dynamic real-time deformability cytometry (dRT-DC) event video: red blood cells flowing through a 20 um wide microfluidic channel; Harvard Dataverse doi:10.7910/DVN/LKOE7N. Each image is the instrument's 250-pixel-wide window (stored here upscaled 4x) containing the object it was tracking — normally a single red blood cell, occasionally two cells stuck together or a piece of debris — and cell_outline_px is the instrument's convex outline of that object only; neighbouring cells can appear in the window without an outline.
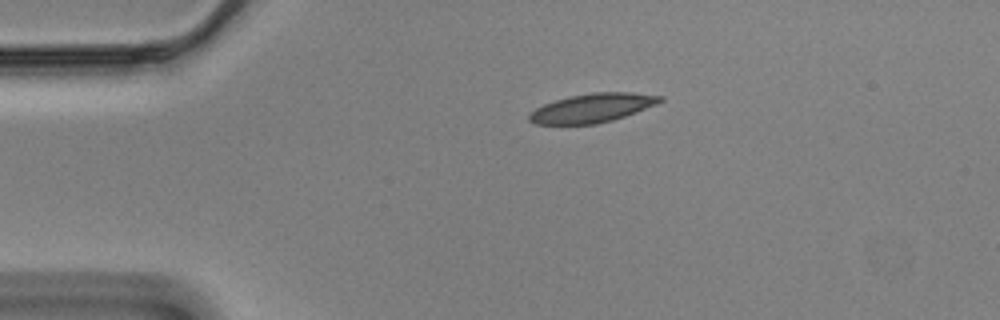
{"species": "Egyptian fruit bat (a non-hibernating species)", "species_latin": "Rousettus aegyptiacus", "temperature_condition": "cold", "stored_images_in_passage": 47, "camera_frame_rate_fps": 3000, "um_per_image_px": 0.085, "animal": {"sex": "male"}, "frame": {"image": 1, "passage_image": 1, "time_ms": 0.0, "image_size_px": [1000, 320], "cell_outline_px": [[664, 100], [656, 104], [636, 112], [612, 120], [596, 124], [536, 124], [528, 120], [528, 116], [536, 108], [544, 104], [568, 96], [592, 92], [632, 92], [664, 96]], "centroid_in_image_um": [50.36, 9.17], "position_along_channel_um": 34.6, "area_um2": 21.96}}
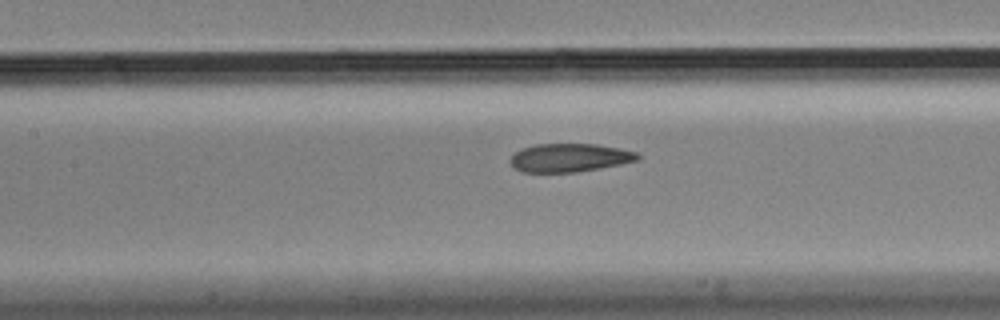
{"frame": {"image": 2, "passage_image": 15, "time_ms": 4.667, "image_size_px": [1000, 320], "cell_outline_px": [[640, 160], [600, 168], [576, 172], [520, 172], [512, 168], [512, 156], [520, 148], [536, 144], [596, 144], [620, 148], [640, 152]], "centroid_in_image_um": [48.45, 13.4], "position_along_channel_um": 159.0, "area_um2": 21.21}}
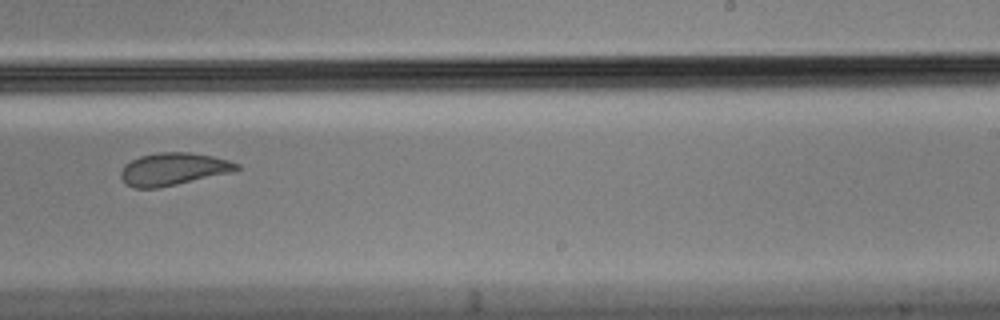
{"frame": {"image": 3, "passage_image": 25, "time_ms": 8.0, "image_size_px": [1000, 320], "cell_outline_px": [[240, 168], [236, 172], [156, 188], [132, 188], [120, 176], [120, 172], [124, 164], [140, 156], [156, 152], [188, 152], [212, 156], [228, 160], [240, 164]], "centroid_in_image_um": [14.76, 14.36], "position_along_channel_um": 274.2, "area_um2": 22.02}, "authors_computed_cell_mechanics": {"area_um2": 22.8888, "velocity_mm_per_s": 3.4667, "shape_relaxation_time_tau1_ms": 10.7014, "shape_relaxation_time_tau2_ms": 1.8585, "deformation_change_tau1": 0.2198, "deformation_change_tau2": 0.0682}}